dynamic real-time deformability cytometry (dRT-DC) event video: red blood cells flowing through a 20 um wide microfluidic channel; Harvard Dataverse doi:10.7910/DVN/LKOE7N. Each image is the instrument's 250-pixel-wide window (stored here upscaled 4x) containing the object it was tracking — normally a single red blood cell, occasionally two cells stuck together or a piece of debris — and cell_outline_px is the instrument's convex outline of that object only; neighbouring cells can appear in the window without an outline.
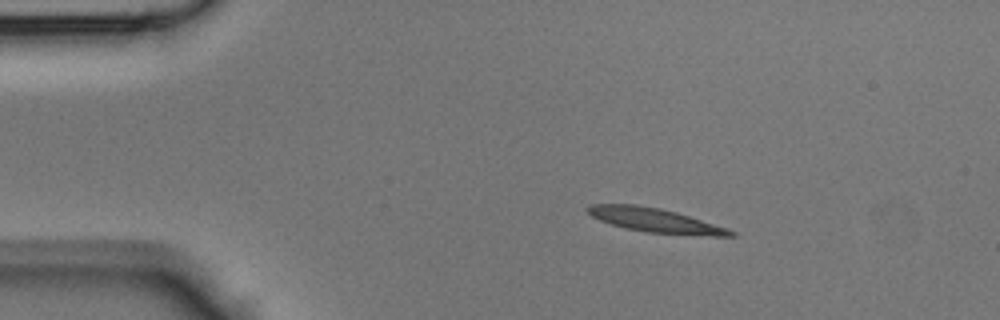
{"species": "Egyptian fruit bat (a non-hibernating species)", "species_latin": "Rousettus aegyptiacus", "temperature_condition": "room temperature", "stored_images_in_passage": 38, "camera_frame_rate_fps": 3000, "um_per_image_px": 0.085, "animal": {"sex": "male"}, "frame": {"image": 1, "passage_image": 1, "time_ms": 0.0, "image_size_px": [1000, 320], "cell_outline_px": [[736, 236], [712, 236], [648, 232], [628, 228], [612, 224], [600, 220], [592, 216], [584, 208], [588, 204], [636, 204], [660, 208], [676, 212], [728, 228], [736, 232]], "centroid_in_image_um": [55.7, 18.71], "position_along_channel_um": 29.3, "area_um2": 19.94}}
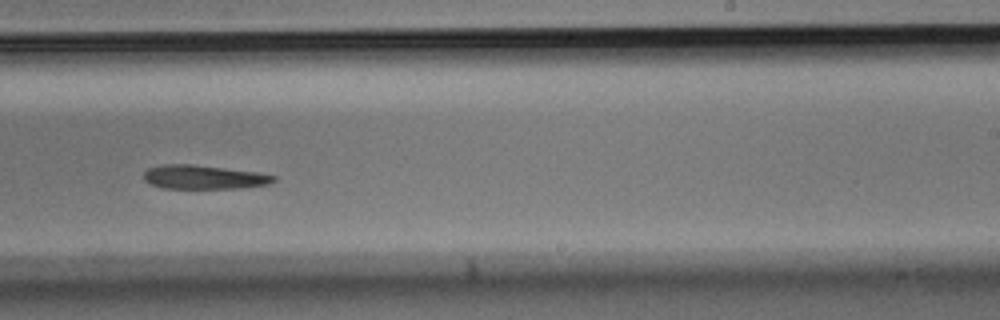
{"frame": {"image": 2, "passage_image": 21, "time_ms": 6.667, "image_size_px": [1000, 320], "cell_outline_px": [[276, 180], [268, 184], [240, 188], [164, 188], [152, 184], [144, 180], [144, 172], [148, 168], [164, 164], [192, 164], [256, 172], [276, 176]], "centroid_in_image_um": [17.31, 15.05], "position_along_channel_um": 271.7, "area_um2": 17.92}}
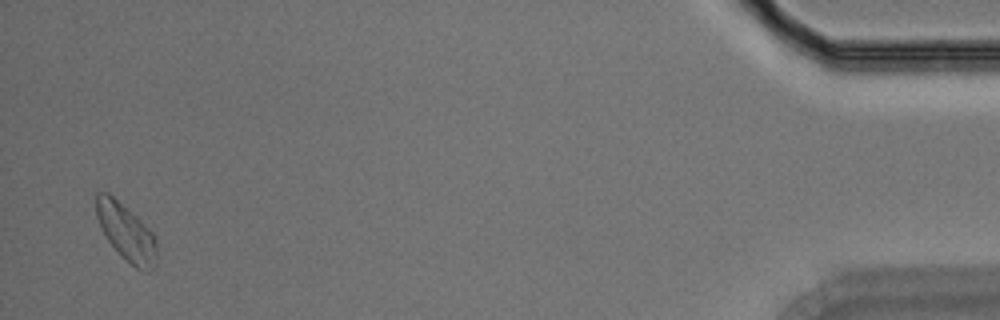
{"frame": {"image": 3, "passage_image": 37, "time_ms": 12.0, "image_size_px": [1000, 320], "cell_outline_px": [[156, 264], [148, 272], [144, 272], [136, 268], [120, 256], [108, 240], [96, 216], [96, 192], [108, 192], [136, 216], [152, 232], [156, 240]], "centroid_in_image_um": [10.73, 19.77], "position_along_channel_um": 424.5, "area_um2": 19.88}}